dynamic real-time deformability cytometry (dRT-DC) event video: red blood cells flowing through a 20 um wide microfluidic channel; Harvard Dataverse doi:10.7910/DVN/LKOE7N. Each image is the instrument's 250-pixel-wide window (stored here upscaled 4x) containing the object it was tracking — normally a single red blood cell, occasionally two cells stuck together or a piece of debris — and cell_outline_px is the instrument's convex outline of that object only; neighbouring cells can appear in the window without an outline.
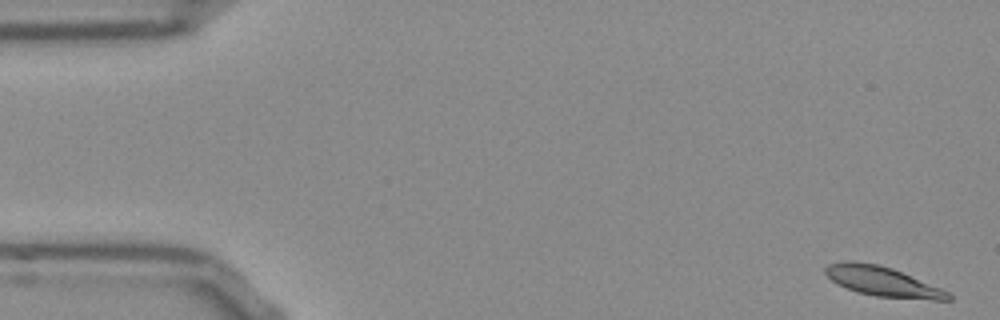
{"species": "Egyptian fruit bat (a non-hibernating species)", "species_latin": "Rousettus aegyptiacus", "temperature_condition": "room temperature", "stored_images_in_passage": 53, "camera_frame_rate_fps": 3000, "um_per_image_px": 0.085, "frame": {"image": 1, "passage_image": 1, "time_ms": 0.0, "image_size_px": [1000, 320], "cell_outline_px": [[952, 300], [932, 300], [876, 296], [856, 292], [836, 284], [824, 272], [824, 268], [828, 264], [844, 260], [852, 260], [876, 264], [892, 268], [940, 288], [948, 292], [952, 296]], "centroid_in_image_um": [74.97, 23.92], "position_along_channel_um": 10.0, "area_um2": 21.27}}
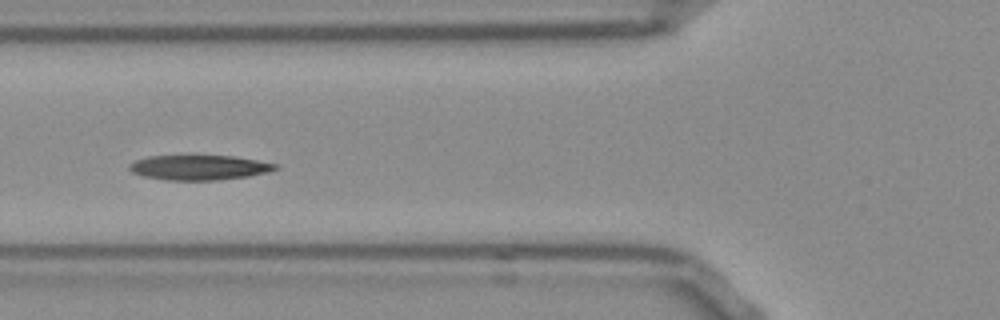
{"frame": {"image": 2, "passage_image": 19, "time_ms": 6.0, "image_size_px": [1000, 320], "cell_outline_px": [[280, 168], [268, 172], [248, 176], [216, 180], [164, 180], [144, 176], [132, 172], [128, 168], [128, 164], [136, 160], [148, 156], [236, 156], [280, 164]], "centroid_in_image_um": [16.96, 14.23], "position_along_channel_um": 108.8, "area_um2": 21.27}}
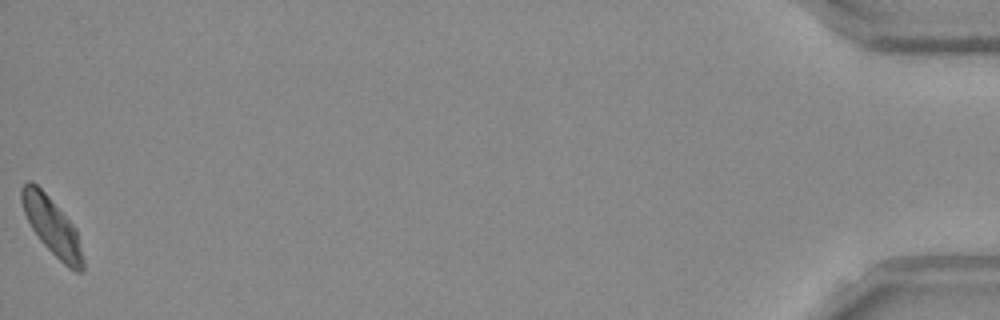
{"frame": {"image": 3, "passage_image": 53, "time_ms": 17.333, "image_size_px": [1000, 320], "cell_outline_px": [[84, 272], [76, 272], [68, 268], [40, 240], [32, 228], [24, 212], [20, 200], [20, 188], [28, 180], [32, 180], [48, 196], [76, 228], [84, 260]], "centroid_in_image_um": [4.42, 19.24], "position_along_channel_um": 430.8, "area_um2": 20.35}, "authors_computed_cell_mechanics": {"area_um2": 21.3282, "velocity_mm_per_s": 3.7538, "shape_relaxation_time_tau1_ms": 6.0385, "shape_relaxation_time_tau2_ms": 10.9669, "deformation_change_tau1": 0.1506, "deformation_change_tau2": 0.1535}}